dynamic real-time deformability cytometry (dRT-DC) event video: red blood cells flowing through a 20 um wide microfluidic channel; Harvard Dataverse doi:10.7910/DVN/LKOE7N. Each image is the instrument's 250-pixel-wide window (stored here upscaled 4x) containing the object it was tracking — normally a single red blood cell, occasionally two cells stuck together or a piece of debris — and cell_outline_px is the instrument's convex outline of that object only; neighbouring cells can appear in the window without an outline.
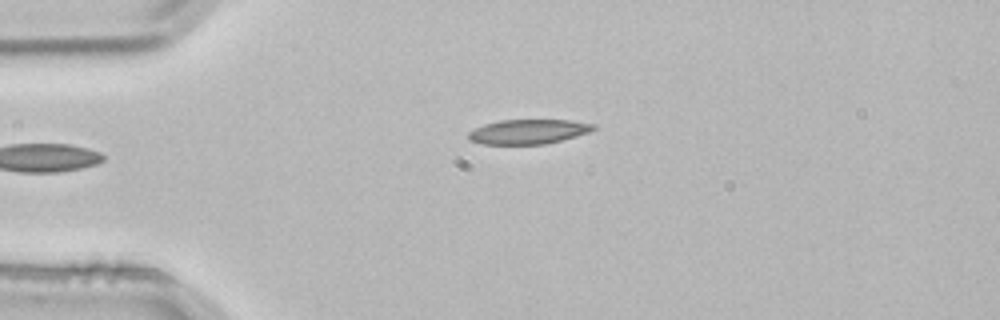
{"species": "common noctule bat (a hibernating species)", "species_latin": "Nyctalus noctula", "temperature_condition": "room temperature", "stored_images_in_passage": 5, "camera_frame_rate_fps": 3000, "um_per_image_px": 0.085, "animal": {"sex": "male", "body_mass_g": 21.5, "forearm_length_mm": 52.0}, "frame": {"image": 1, "passage_image": 5, "time_ms": 1.333, "image_size_px": [1000, 320], "cell_outline_px": [[596, 128], [588, 132], [576, 136], [544, 144], [480, 144], [468, 140], [468, 132], [472, 128], [484, 124], [500, 120], [572, 120], [596, 124]], "centroid_in_image_um": [44.86, 11.18], "position_along_channel_um": 40.1, "area_um2": 18.03}}